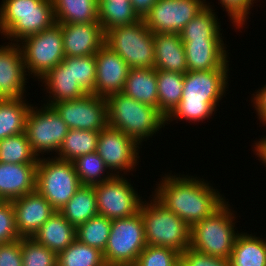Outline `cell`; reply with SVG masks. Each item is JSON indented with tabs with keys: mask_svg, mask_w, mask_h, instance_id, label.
<instances>
[{
	"mask_svg": "<svg viewBox=\"0 0 266 266\" xmlns=\"http://www.w3.org/2000/svg\"><path fill=\"white\" fill-rule=\"evenodd\" d=\"M154 188V196L190 227L211 216L227 199L203 178L189 175H163Z\"/></svg>",
	"mask_w": 266,
	"mask_h": 266,
	"instance_id": "obj_1",
	"label": "cell"
},
{
	"mask_svg": "<svg viewBox=\"0 0 266 266\" xmlns=\"http://www.w3.org/2000/svg\"><path fill=\"white\" fill-rule=\"evenodd\" d=\"M229 70L187 71L184 74L182 98L166 117V125L178 119L192 123L210 119L228 90Z\"/></svg>",
	"mask_w": 266,
	"mask_h": 266,
	"instance_id": "obj_2",
	"label": "cell"
},
{
	"mask_svg": "<svg viewBox=\"0 0 266 266\" xmlns=\"http://www.w3.org/2000/svg\"><path fill=\"white\" fill-rule=\"evenodd\" d=\"M108 126L123 131L141 146L166 126V117L150 105L141 103L122 92L105 97Z\"/></svg>",
	"mask_w": 266,
	"mask_h": 266,
	"instance_id": "obj_3",
	"label": "cell"
},
{
	"mask_svg": "<svg viewBox=\"0 0 266 266\" xmlns=\"http://www.w3.org/2000/svg\"><path fill=\"white\" fill-rule=\"evenodd\" d=\"M55 21L52 0H2L0 33L13 43L42 32Z\"/></svg>",
	"mask_w": 266,
	"mask_h": 266,
	"instance_id": "obj_4",
	"label": "cell"
},
{
	"mask_svg": "<svg viewBox=\"0 0 266 266\" xmlns=\"http://www.w3.org/2000/svg\"><path fill=\"white\" fill-rule=\"evenodd\" d=\"M139 212L147 245L170 248L180 254L190 247L191 227L154 196L151 201L141 202Z\"/></svg>",
	"mask_w": 266,
	"mask_h": 266,
	"instance_id": "obj_5",
	"label": "cell"
},
{
	"mask_svg": "<svg viewBox=\"0 0 266 266\" xmlns=\"http://www.w3.org/2000/svg\"><path fill=\"white\" fill-rule=\"evenodd\" d=\"M230 207L226 201L211 216L191 226L190 248L213 257L230 259L239 234L234 222L237 217Z\"/></svg>",
	"mask_w": 266,
	"mask_h": 266,
	"instance_id": "obj_6",
	"label": "cell"
},
{
	"mask_svg": "<svg viewBox=\"0 0 266 266\" xmlns=\"http://www.w3.org/2000/svg\"><path fill=\"white\" fill-rule=\"evenodd\" d=\"M105 44L130 68H155L153 33L143 19L132 25L117 26L106 31Z\"/></svg>",
	"mask_w": 266,
	"mask_h": 266,
	"instance_id": "obj_7",
	"label": "cell"
},
{
	"mask_svg": "<svg viewBox=\"0 0 266 266\" xmlns=\"http://www.w3.org/2000/svg\"><path fill=\"white\" fill-rule=\"evenodd\" d=\"M43 156L37 163L35 190L60 211L82 184L73 162Z\"/></svg>",
	"mask_w": 266,
	"mask_h": 266,
	"instance_id": "obj_8",
	"label": "cell"
},
{
	"mask_svg": "<svg viewBox=\"0 0 266 266\" xmlns=\"http://www.w3.org/2000/svg\"><path fill=\"white\" fill-rule=\"evenodd\" d=\"M147 246L141 213L114 219L103 251L107 266H134L139 254Z\"/></svg>",
	"mask_w": 266,
	"mask_h": 266,
	"instance_id": "obj_9",
	"label": "cell"
},
{
	"mask_svg": "<svg viewBox=\"0 0 266 266\" xmlns=\"http://www.w3.org/2000/svg\"><path fill=\"white\" fill-rule=\"evenodd\" d=\"M19 42L27 75L38 81L65 58L60 23Z\"/></svg>",
	"mask_w": 266,
	"mask_h": 266,
	"instance_id": "obj_10",
	"label": "cell"
},
{
	"mask_svg": "<svg viewBox=\"0 0 266 266\" xmlns=\"http://www.w3.org/2000/svg\"><path fill=\"white\" fill-rule=\"evenodd\" d=\"M37 107L33 104L26 116L27 139L38 158L53 151L57 155L69 127L52 106L43 104L40 108Z\"/></svg>",
	"mask_w": 266,
	"mask_h": 266,
	"instance_id": "obj_11",
	"label": "cell"
},
{
	"mask_svg": "<svg viewBox=\"0 0 266 266\" xmlns=\"http://www.w3.org/2000/svg\"><path fill=\"white\" fill-rule=\"evenodd\" d=\"M121 176L93 185L97 201L98 215L108 219L132 217L139 212L142 196L135 190L131 181Z\"/></svg>",
	"mask_w": 266,
	"mask_h": 266,
	"instance_id": "obj_12",
	"label": "cell"
},
{
	"mask_svg": "<svg viewBox=\"0 0 266 266\" xmlns=\"http://www.w3.org/2000/svg\"><path fill=\"white\" fill-rule=\"evenodd\" d=\"M141 148L135 139L127 136L123 131L109 126L99 131L96 153L114 176H121L123 173L126 175L136 169Z\"/></svg>",
	"mask_w": 266,
	"mask_h": 266,
	"instance_id": "obj_13",
	"label": "cell"
},
{
	"mask_svg": "<svg viewBox=\"0 0 266 266\" xmlns=\"http://www.w3.org/2000/svg\"><path fill=\"white\" fill-rule=\"evenodd\" d=\"M50 106L61 116L69 129L99 132L108 126L105 97L86 94L79 99L61 101Z\"/></svg>",
	"mask_w": 266,
	"mask_h": 266,
	"instance_id": "obj_14",
	"label": "cell"
},
{
	"mask_svg": "<svg viewBox=\"0 0 266 266\" xmlns=\"http://www.w3.org/2000/svg\"><path fill=\"white\" fill-rule=\"evenodd\" d=\"M206 6V0H158L143 20L153 34L180 33Z\"/></svg>",
	"mask_w": 266,
	"mask_h": 266,
	"instance_id": "obj_15",
	"label": "cell"
},
{
	"mask_svg": "<svg viewBox=\"0 0 266 266\" xmlns=\"http://www.w3.org/2000/svg\"><path fill=\"white\" fill-rule=\"evenodd\" d=\"M96 82L94 95L107 97L122 92L130 67L109 46L104 44L95 54Z\"/></svg>",
	"mask_w": 266,
	"mask_h": 266,
	"instance_id": "obj_16",
	"label": "cell"
},
{
	"mask_svg": "<svg viewBox=\"0 0 266 266\" xmlns=\"http://www.w3.org/2000/svg\"><path fill=\"white\" fill-rule=\"evenodd\" d=\"M15 213L16 230L20 237H33L56 212L36 190L11 201Z\"/></svg>",
	"mask_w": 266,
	"mask_h": 266,
	"instance_id": "obj_17",
	"label": "cell"
},
{
	"mask_svg": "<svg viewBox=\"0 0 266 266\" xmlns=\"http://www.w3.org/2000/svg\"><path fill=\"white\" fill-rule=\"evenodd\" d=\"M27 76L19 44L0 45V93L5 98L26 97Z\"/></svg>",
	"mask_w": 266,
	"mask_h": 266,
	"instance_id": "obj_18",
	"label": "cell"
},
{
	"mask_svg": "<svg viewBox=\"0 0 266 266\" xmlns=\"http://www.w3.org/2000/svg\"><path fill=\"white\" fill-rule=\"evenodd\" d=\"M65 57L95 55L105 44V32L99 22L60 24Z\"/></svg>",
	"mask_w": 266,
	"mask_h": 266,
	"instance_id": "obj_19",
	"label": "cell"
},
{
	"mask_svg": "<svg viewBox=\"0 0 266 266\" xmlns=\"http://www.w3.org/2000/svg\"><path fill=\"white\" fill-rule=\"evenodd\" d=\"M188 71L229 69L227 47L223 40L182 41Z\"/></svg>",
	"mask_w": 266,
	"mask_h": 266,
	"instance_id": "obj_20",
	"label": "cell"
},
{
	"mask_svg": "<svg viewBox=\"0 0 266 266\" xmlns=\"http://www.w3.org/2000/svg\"><path fill=\"white\" fill-rule=\"evenodd\" d=\"M37 164L0 162V198L12 201L36 189Z\"/></svg>",
	"mask_w": 266,
	"mask_h": 266,
	"instance_id": "obj_21",
	"label": "cell"
},
{
	"mask_svg": "<svg viewBox=\"0 0 266 266\" xmlns=\"http://www.w3.org/2000/svg\"><path fill=\"white\" fill-rule=\"evenodd\" d=\"M39 81L44 83V88L48 93L47 102L51 105L61 101L79 99L88 94L79 84L75 82L72 75V65H66L61 61L56 67L50 70Z\"/></svg>",
	"mask_w": 266,
	"mask_h": 266,
	"instance_id": "obj_22",
	"label": "cell"
},
{
	"mask_svg": "<svg viewBox=\"0 0 266 266\" xmlns=\"http://www.w3.org/2000/svg\"><path fill=\"white\" fill-rule=\"evenodd\" d=\"M155 69L185 74L186 54L180 33H154Z\"/></svg>",
	"mask_w": 266,
	"mask_h": 266,
	"instance_id": "obj_23",
	"label": "cell"
},
{
	"mask_svg": "<svg viewBox=\"0 0 266 266\" xmlns=\"http://www.w3.org/2000/svg\"><path fill=\"white\" fill-rule=\"evenodd\" d=\"M32 238L58 254L76 240V227L56 211Z\"/></svg>",
	"mask_w": 266,
	"mask_h": 266,
	"instance_id": "obj_24",
	"label": "cell"
},
{
	"mask_svg": "<svg viewBox=\"0 0 266 266\" xmlns=\"http://www.w3.org/2000/svg\"><path fill=\"white\" fill-rule=\"evenodd\" d=\"M122 93L158 109L157 70L155 68H130Z\"/></svg>",
	"mask_w": 266,
	"mask_h": 266,
	"instance_id": "obj_25",
	"label": "cell"
},
{
	"mask_svg": "<svg viewBox=\"0 0 266 266\" xmlns=\"http://www.w3.org/2000/svg\"><path fill=\"white\" fill-rule=\"evenodd\" d=\"M248 232L237 235L230 256L231 266H266V237Z\"/></svg>",
	"mask_w": 266,
	"mask_h": 266,
	"instance_id": "obj_26",
	"label": "cell"
},
{
	"mask_svg": "<svg viewBox=\"0 0 266 266\" xmlns=\"http://www.w3.org/2000/svg\"><path fill=\"white\" fill-rule=\"evenodd\" d=\"M56 23H94L98 20V0H52Z\"/></svg>",
	"mask_w": 266,
	"mask_h": 266,
	"instance_id": "obj_27",
	"label": "cell"
},
{
	"mask_svg": "<svg viewBox=\"0 0 266 266\" xmlns=\"http://www.w3.org/2000/svg\"><path fill=\"white\" fill-rule=\"evenodd\" d=\"M59 212L75 227L98 215L94 186L82 185Z\"/></svg>",
	"mask_w": 266,
	"mask_h": 266,
	"instance_id": "obj_28",
	"label": "cell"
},
{
	"mask_svg": "<svg viewBox=\"0 0 266 266\" xmlns=\"http://www.w3.org/2000/svg\"><path fill=\"white\" fill-rule=\"evenodd\" d=\"M26 101L25 97L0 101V140L25 132L26 116L32 106Z\"/></svg>",
	"mask_w": 266,
	"mask_h": 266,
	"instance_id": "obj_29",
	"label": "cell"
},
{
	"mask_svg": "<svg viewBox=\"0 0 266 266\" xmlns=\"http://www.w3.org/2000/svg\"><path fill=\"white\" fill-rule=\"evenodd\" d=\"M212 5L207 6L198 13L180 32L182 41L193 40H223L218 22V16L215 14Z\"/></svg>",
	"mask_w": 266,
	"mask_h": 266,
	"instance_id": "obj_30",
	"label": "cell"
},
{
	"mask_svg": "<svg viewBox=\"0 0 266 266\" xmlns=\"http://www.w3.org/2000/svg\"><path fill=\"white\" fill-rule=\"evenodd\" d=\"M140 19L130 0H98V20L104 32L117 26L132 25Z\"/></svg>",
	"mask_w": 266,
	"mask_h": 266,
	"instance_id": "obj_31",
	"label": "cell"
},
{
	"mask_svg": "<svg viewBox=\"0 0 266 266\" xmlns=\"http://www.w3.org/2000/svg\"><path fill=\"white\" fill-rule=\"evenodd\" d=\"M158 110L167 117L179 104L184 84V74L157 70Z\"/></svg>",
	"mask_w": 266,
	"mask_h": 266,
	"instance_id": "obj_32",
	"label": "cell"
},
{
	"mask_svg": "<svg viewBox=\"0 0 266 266\" xmlns=\"http://www.w3.org/2000/svg\"><path fill=\"white\" fill-rule=\"evenodd\" d=\"M99 132L69 129L55 158L72 162L76 158L96 151Z\"/></svg>",
	"mask_w": 266,
	"mask_h": 266,
	"instance_id": "obj_33",
	"label": "cell"
},
{
	"mask_svg": "<svg viewBox=\"0 0 266 266\" xmlns=\"http://www.w3.org/2000/svg\"><path fill=\"white\" fill-rule=\"evenodd\" d=\"M38 159L31 148L25 132L0 140V162L37 164Z\"/></svg>",
	"mask_w": 266,
	"mask_h": 266,
	"instance_id": "obj_34",
	"label": "cell"
},
{
	"mask_svg": "<svg viewBox=\"0 0 266 266\" xmlns=\"http://www.w3.org/2000/svg\"><path fill=\"white\" fill-rule=\"evenodd\" d=\"M57 266H107L103 252L77 239L57 254Z\"/></svg>",
	"mask_w": 266,
	"mask_h": 266,
	"instance_id": "obj_35",
	"label": "cell"
},
{
	"mask_svg": "<svg viewBox=\"0 0 266 266\" xmlns=\"http://www.w3.org/2000/svg\"><path fill=\"white\" fill-rule=\"evenodd\" d=\"M111 223V219L96 215L76 227V239L103 252L111 232Z\"/></svg>",
	"mask_w": 266,
	"mask_h": 266,
	"instance_id": "obj_36",
	"label": "cell"
},
{
	"mask_svg": "<svg viewBox=\"0 0 266 266\" xmlns=\"http://www.w3.org/2000/svg\"><path fill=\"white\" fill-rule=\"evenodd\" d=\"M72 162L82 185H95L114 176L96 151L80 156Z\"/></svg>",
	"mask_w": 266,
	"mask_h": 266,
	"instance_id": "obj_37",
	"label": "cell"
},
{
	"mask_svg": "<svg viewBox=\"0 0 266 266\" xmlns=\"http://www.w3.org/2000/svg\"><path fill=\"white\" fill-rule=\"evenodd\" d=\"M63 62L66 65H72V75L75 82H78L88 94H94L96 82L95 55L65 57Z\"/></svg>",
	"mask_w": 266,
	"mask_h": 266,
	"instance_id": "obj_38",
	"label": "cell"
},
{
	"mask_svg": "<svg viewBox=\"0 0 266 266\" xmlns=\"http://www.w3.org/2000/svg\"><path fill=\"white\" fill-rule=\"evenodd\" d=\"M23 266H57V254L32 237H21Z\"/></svg>",
	"mask_w": 266,
	"mask_h": 266,
	"instance_id": "obj_39",
	"label": "cell"
},
{
	"mask_svg": "<svg viewBox=\"0 0 266 266\" xmlns=\"http://www.w3.org/2000/svg\"><path fill=\"white\" fill-rule=\"evenodd\" d=\"M180 259L181 254L173 249L147 245L134 266H175Z\"/></svg>",
	"mask_w": 266,
	"mask_h": 266,
	"instance_id": "obj_40",
	"label": "cell"
},
{
	"mask_svg": "<svg viewBox=\"0 0 266 266\" xmlns=\"http://www.w3.org/2000/svg\"><path fill=\"white\" fill-rule=\"evenodd\" d=\"M21 239L16 230L15 213L11 201L0 203V244Z\"/></svg>",
	"mask_w": 266,
	"mask_h": 266,
	"instance_id": "obj_41",
	"label": "cell"
},
{
	"mask_svg": "<svg viewBox=\"0 0 266 266\" xmlns=\"http://www.w3.org/2000/svg\"><path fill=\"white\" fill-rule=\"evenodd\" d=\"M254 1L257 0H218L226 13L228 12L229 19L236 29L243 28L246 21L249 20L248 14L250 15V10L256 3Z\"/></svg>",
	"mask_w": 266,
	"mask_h": 266,
	"instance_id": "obj_42",
	"label": "cell"
},
{
	"mask_svg": "<svg viewBox=\"0 0 266 266\" xmlns=\"http://www.w3.org/2000/svg\"><path fill=\"white\" fill-rule=\"evenodd\" d=\"M181 260L186 266H231L229 259L213 257L190 247L181 254Z\"/></svg>",
	"mask_w": 266,
	"mask_h": 266,
	"instance_id": "obj_43",
	"label": "cell"
},
{
	"mask_svg": "<svg viewBox=\"0 0 266 266\" xmlns=\"http://www.w3.org/2000/svg\"><path fill=\"white\" fill-rule=\"evenodd\" d=\"M0 266H23L21 239L0 244Z\"/></svg>",
	"mask_w": 266,
	"mask_h": 266,
	"instance_id": "obj_44",
	"label": "cell"
},
{
	"mask_svg": "<svg viewBox=\"0 0 266 266\" xmlns=\"http://www.w3.org/2000/svg\"><path fill=\"white\" fill-rule=\"evenodd\" d=\"M252 107L255 108V113L259 117L260 123L266 127V84L261 89L256 90L252 94Z\"/></svg>",
	"mask_w": 266,
	"mask_h": 266,
	"instance_id": "obj_45",
	"label": "cell"
},
{
	"mask_svg": "<svg viewBox=\"0 0 266 266\" xmlns=\"http://www.w3.org/2000/svg\"><path fill=\"white\" fill-rule=\"evenodd\" d=\"M134 11L143 19L158 0H130Z\"/></svg>",
	"mask_w": 266,
	"mask_h": 266,
	"instance_id": "obj_46",
	"label": "cell"
},
{
	"mask_svg": "<svg viewBox=\"0 0 266 266\" xmlns=\"http://www.w3.org/2000/svg\"><path fill=\"white\" fill-rule=\"evenodd\" d=\"M254 154L257 155L258 160L262 161V163L265 165L266 167V136L264 135V137L259 138V140L254 143Z\"/></svg>",
	"mask_w": 266,
	"mask_h": 266,
	"instance_id": "obj_47",
	"label": "cell"
},
{
	"mask_svg": "<svg viewBox=\"0 0 266 266\" xmlns=\"http://www.w3.org/2000/svg\"><path fill=\"white\" fill-rule=\"evenodd\" d=\"M175 266H186V264L180 259V261Z\"/></svg>",
	"mask_w": 266,
	"mask_h": 266,
	"instance_id": "obj_48",
	"label": "cell"
},
{
	"mask_svg": "<svg viewBox=\"0 0 266 266\" xmlns=\"http://www.w3.org/2000/svg\"><path fill=\"white\" fill-rule=\"evenodd\" d=\"M5 99V97L0 93V101Z\"/></svg>",
	"mask_w": 266,
	"mask_h": 266,
	"instance_id": "obj_49",
	"label": "cell"
}]
</instances>
